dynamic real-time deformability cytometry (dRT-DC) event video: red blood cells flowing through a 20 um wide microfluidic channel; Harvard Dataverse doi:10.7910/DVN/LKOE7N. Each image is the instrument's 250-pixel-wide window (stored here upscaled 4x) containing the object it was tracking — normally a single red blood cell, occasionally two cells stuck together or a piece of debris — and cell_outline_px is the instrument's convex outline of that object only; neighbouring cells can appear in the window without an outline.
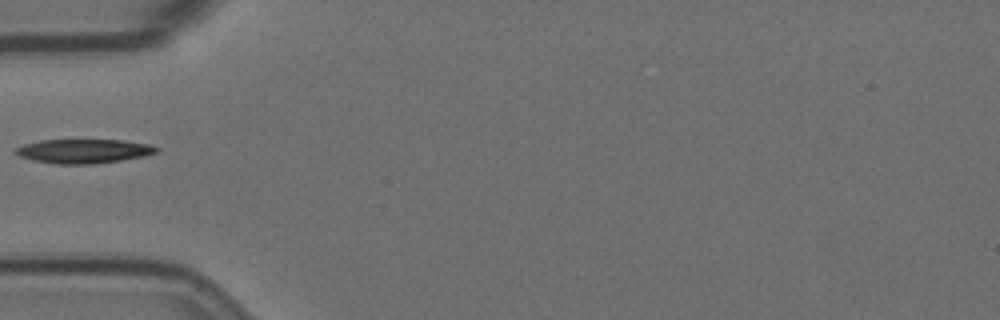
{"species": "Egyptian fruit bat (a non-hibernating species)", "species_latin": "Rousettus aegyptiacus", "temperature_condition": "room temperature", "stored_images_in_passage": 39, "camera_frame_rate_fps": 3000, "um_per_image_px": 0.085, "animal": {"sex": "female"}, "frame": {"image": 1, "passage_image": 1, "time_ms": 0.0, "image_size_px": [1000, 320], "cell_outline_px": [[160, 148], [156, 152], [144, 156], [120, 160], [92, 164], [56, 164], [32, 160], [20, 156], [12, 152], [16, 148], [24, 144], [40, 140], [120, 140], [148, 144]], "centroid_in_image_um": [7.07, 12.84], "position_along_channel_um": 77.9, "area_um2": 19.71}}
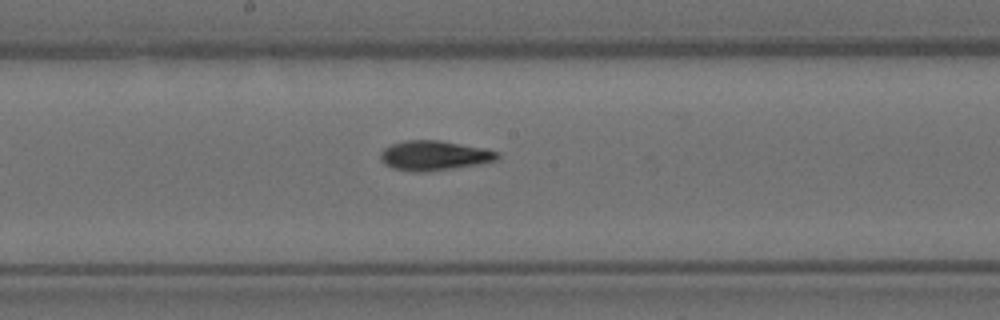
{"frame": {"image": 2, "passage_image": 12, "time_ms": 3.667, "image_size_px": [1000, 320], "cell_outline_px": [[500, 156], [496, 160], [480, 164], [424, 172], [412, 172], [392, 168], [384, 164], [380, 160], [380, 152], [384, 148], [392, 144], [404, 140], [440, 140], [484, 148], [500, 152]], "centroid_in_image_um": [36.89, 13.22], "position_along_channel_um": 211.3, "area_um2": 20.4}}
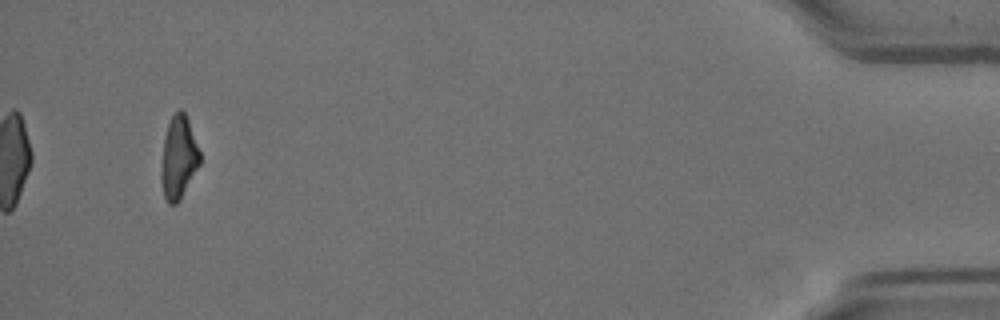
{"frame": {"image": 3, "passage_image": 36, "time_ms": 11.667, "image_size_px": [1000, 320], "cell_outline_px": [[200, 164], [180, 200], [176, 204], [168, 204], [164, 196], [164, 136], [168, 124], [172, 116], [180, 108], [184, 112], [188, 120], [200, 152]], "centroid_in_image_um": [15.24, 13.37], "position_along_channel_um": 420.0, "area_um2": 17.69}}